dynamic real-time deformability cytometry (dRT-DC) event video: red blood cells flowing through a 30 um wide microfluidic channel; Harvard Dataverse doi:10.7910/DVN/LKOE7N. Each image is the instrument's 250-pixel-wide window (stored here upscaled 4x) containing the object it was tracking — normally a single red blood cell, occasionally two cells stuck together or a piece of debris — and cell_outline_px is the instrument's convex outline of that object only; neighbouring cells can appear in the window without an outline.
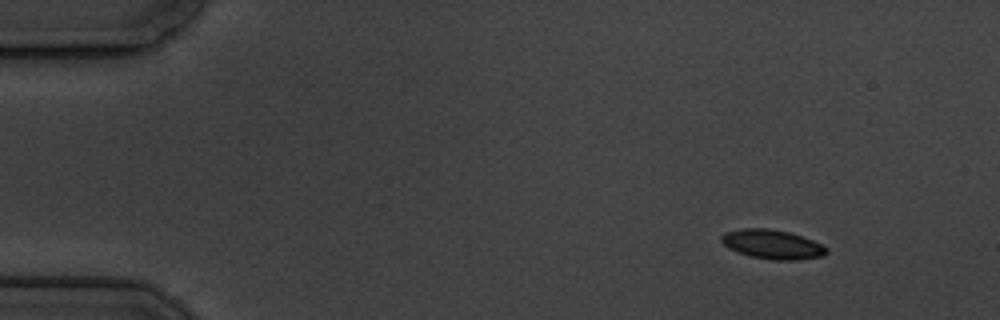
{"species": "common noctule bat (a hibernating species)", "species_latin": "Nyctalus noctula", "temperature_condition": "cold", "stored_images_in_passage": 4, "camera_frame_rate_fps": 3000, "um_per_image_px": 0.085, "animal": {"sex": "male", "body_mass_g": 19.5, "forearm_length_mm": 54.6}, "frame": {"image": 1, "passage_image": 1, "time_ms": 0.0, "image_size_px": [1000, 320], "cell_outline_px": [[828, 252], [824, 256], [800, 260], [772, 260], [752, 256], [736, 252], [728, 248], [720, 240], [720, 236], [724, 232], [740, 228], [768, 228], [788, 232], [812, 240], [828, 248]], "centroid_in_image_um": [65.63, 20.77], "position_along_channel_um": 19.4, "area_um2": 18.03}}
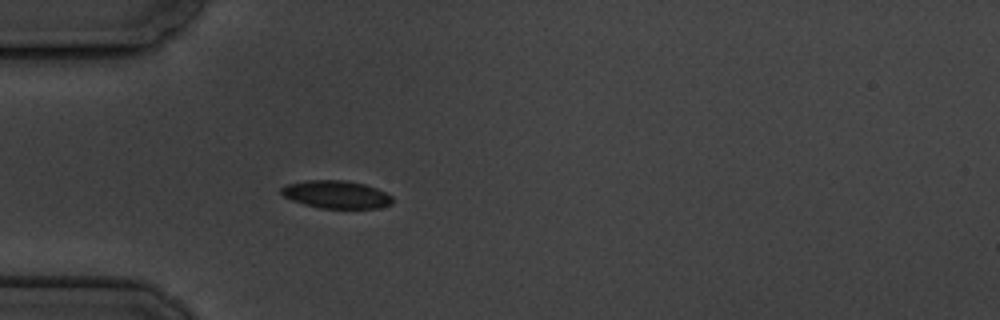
{"frame": {"image": 2, "passage_image": 4, "time_ms": 3.667, "image_size_px": [1000, 320], "cell_outline_px": [[392, 204], [380, 208], [320, 208], [304, 204], [292, 200], [284, 196], [280, 192], [280, 188], [288, 184], [304, 180], [344, 180], [364, 184], [376, 188], [392, 196]], "centroid_in_image_um": [28.57, 16.53], "position_along_channel_um": 56.4, "area_um2": 17.98}}